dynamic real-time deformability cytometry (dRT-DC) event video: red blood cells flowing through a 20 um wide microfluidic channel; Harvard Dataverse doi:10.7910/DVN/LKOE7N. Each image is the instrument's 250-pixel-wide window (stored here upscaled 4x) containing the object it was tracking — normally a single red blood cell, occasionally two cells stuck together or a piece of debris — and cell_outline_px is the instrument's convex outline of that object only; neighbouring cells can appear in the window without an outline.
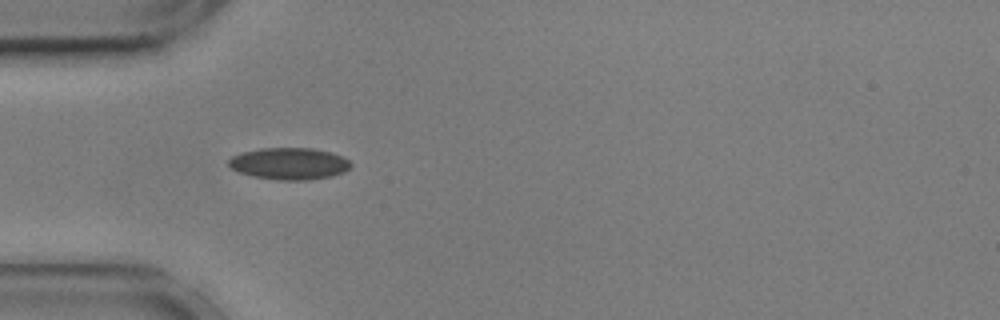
{"species": "common noctule bat (a hibernating species)", "species_latin": "Nyctalus noctula", "temperature_condition": "cold", "stored_images_in_passage": 39, "camera_frame_rate_fps": 3000, "um_per_image_px": 0.085, "animal": {"sex": "male", "body_mass_g": 17.9, "forearm_length_mm": 54.2}, "frame": {"image": 1, "passage_image": 6, "time_ms": 1.667, "image_size_px": [1000, 320], "cell_outline_px": [[352, 164], [344, 172], [332, 176], [308, 180], [276, 180], [252, 176], [240, 172], [232, 168], [228, 164], [228, 160], [232, 156], [244, 152], [260, 148], [312, 148], [328, 152], [340, 156], [348, 160]], "centroid_in_image_um": [24.57, 13.91], "position_along_channel_um": 60.4, "area_um2": 22.48}, "authors_computed_cell_mechanics": {"area_um2": 20.9236, "velocity_mm_per_s": 3.5975, "shape_relaxation_time_tau1_ms": 6.6022, "shape_relaxation_time_tau2_ms": 2.0673, "deformation_change_tau1": 0.1344, "deformation_change_tau2": 0.0652}}